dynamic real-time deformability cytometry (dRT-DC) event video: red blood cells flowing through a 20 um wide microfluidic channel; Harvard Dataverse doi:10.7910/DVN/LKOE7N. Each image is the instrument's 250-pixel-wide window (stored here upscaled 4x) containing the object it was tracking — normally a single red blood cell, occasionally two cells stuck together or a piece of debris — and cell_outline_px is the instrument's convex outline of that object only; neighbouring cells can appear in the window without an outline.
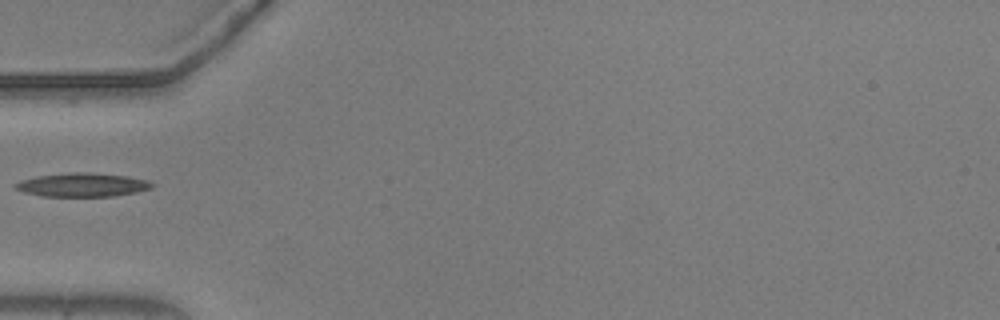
{"species": "common noctule bat (a hibernating species)", "species_latin": "Nyctalus noctula", "temperature_condition": "warm", "stored_images_in_passage": 37, "camera_frame_rate_fps": 3000, "um_per_image_px": 0.085, "animal": {"sex": "male", "body_mass_g": 20.5, "forearm_length_mm": 52.5}, "frame": {"image": 1, "passage_image": 1, "time_ms": 0.0, "image_size_px": [1000, 320], "cell_outline_px": [[156, 184], [152, 188], [136, 192], [112, 196], [44, 196], [24, 192], [16, 188], [12, 184], [20, 180], [36, 176], [68, 172], [92, 172], [128, 176], [148, 180]], "centroid_in_image_um": [7.02, 15.7], "position_along_channel_um": 78.0, "area_um2": 19.02}}
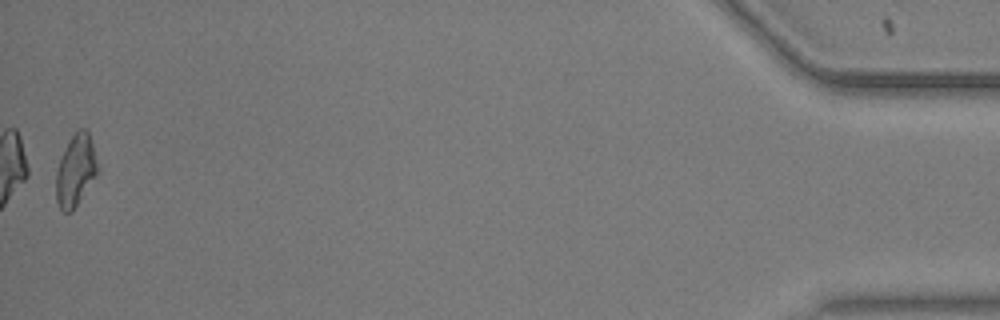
{"frame": {"image": 2, "passage_image": 37, "time_ms": 12.0, "image_size_px": [1000, 320], "cell_outline_px": [[100, 172], [72, 212], [64, 212], [60, 208], [56, 200], [56, 168], [72, 136], [80, 128], [84, 128], [88, 132], [100, 168]], "centroid_in_image_um": [6.46, 14.53], "position_along_channel_um": 428.7, "area_um2": 17.4}}